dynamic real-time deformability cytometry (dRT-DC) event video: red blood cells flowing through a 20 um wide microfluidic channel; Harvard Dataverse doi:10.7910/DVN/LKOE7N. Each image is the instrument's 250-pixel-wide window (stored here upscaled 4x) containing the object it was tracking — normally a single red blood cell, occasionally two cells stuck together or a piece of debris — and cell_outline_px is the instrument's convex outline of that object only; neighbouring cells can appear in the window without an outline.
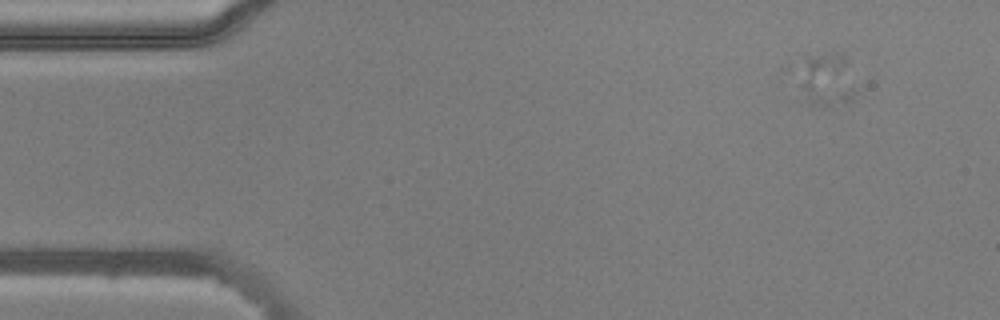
{"species": "common noctule bat (a hibernating species)", "species_latin": "Nyctalus noctula", "temperature_condition": "warm", "stored_images_in_passage": 5, "camera_frame_rate_fps": 3000, "um_per_image_px": 0.085, "animal": {"sex": "male", "body_mass_g": 20.5, "forearm_length_mm": 52.5}, "frame": {"image": 1, "passage_image": 5, "time_ms": 1.333, "image_size_px": [1000, 320], "cell_outline_px": [[852, 100], [832, 104], [808, 104], [796, 64], [804, 56], [836, 52], [844, 52], [848, 56], [852, 88]], "centroid_in_image_um": [70.21, 6.64], "position_along_channel_um": 14.8, "area_um2": 17.46}}